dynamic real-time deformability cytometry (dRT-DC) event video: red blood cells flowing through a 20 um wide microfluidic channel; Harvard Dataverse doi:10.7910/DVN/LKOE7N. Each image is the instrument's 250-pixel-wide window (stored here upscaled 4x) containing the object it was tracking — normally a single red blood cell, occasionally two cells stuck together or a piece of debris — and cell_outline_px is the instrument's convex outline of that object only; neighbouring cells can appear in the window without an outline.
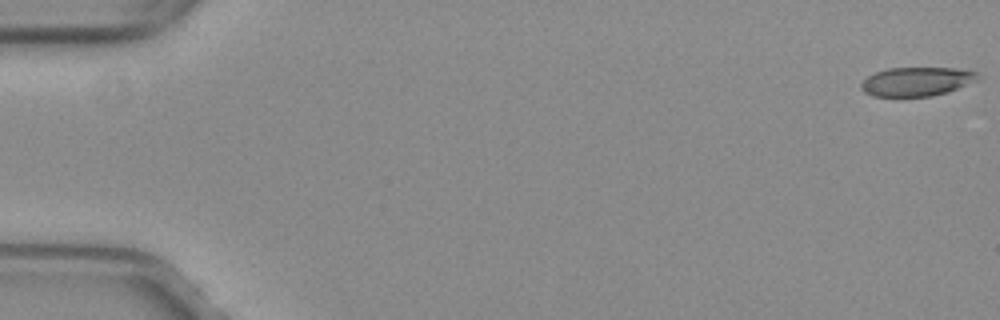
{"species": "common noctule bat (a hibernating species)", "species_latin": "Nyctalus noctula", "temperature_condition": "warm", "stored_images_in_passage": 14, "segment_of_instrument_passage": [1, 2], "camera_frame_rate_fps": 3000, "um_per_image_px": 0.085, "animal": {"sex": "female", "body_mass_g": 29.2, "forearm_length_mm": 56.3}, "frame": {"image": 1, "passage_image": 1, "time_ms": 0.0, "image_size_px": [1000, 320], "cell_outline_px": [[980, 76], [976, 80], [948, 92], [932, 96], [872, 96], [864, 92], [860, 88], [860, 84], [868, 76], [876, 72], [888, 68], [952, 68], [976, 72]], "centroid_in_image_um": [77.88, 6.93], "position_along_channel_um": 7.1, "area_um2": 19.48}}